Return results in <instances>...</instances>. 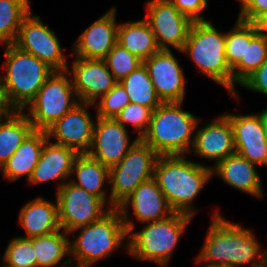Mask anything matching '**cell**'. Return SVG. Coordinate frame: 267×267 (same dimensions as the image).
<instances>
[{"label": "cell", "instance_id": "cell-1", "mask_svg": "<svg viewBox=\"0 0 267 267\" xmlns=\"http://www.w3.org/2000/svg\"><path fill=\"white\" fill-rule=\"evenodd\" d=\"M211 219L196 263L211 267H267V249L261 250L254 232L226 220L219 209L213 211Z\"/></svg>", "mask_w": 267, "mask_h": 267}, {"label": "cell", "instance_id": "cell-2", "mask_svg": "<svg viewBox=\"0 0 267 267\" xmlns=\"http://www.w3.org/2000/svg\"><path fill=\"white\" fill-rule=\"evenodd\" d=\"M211 177V167L186 155L158 156L154 166V178L170 207L192 217L198 212L192 204Z\"/></svg>", "mask_w": 267, "mask_h": 267}, {"label": "cell", "instance_id": "cell-3", "mask_svg": "<svg viewBox=\"0 0 267 267\" xmlns=\"http://www.w3.org/2000/svg\"><path fill=\"white\" fill-rule=\"evenodd\" d=\"M182 103L162 102L153 110L149 127L141 140L159 156L187 155L192 149L200 118L182 109Z\"/></svg>", "mask_w": 267, "mask_h": 267}, {"label": "cell", "instance_id": "cell-4", "mask_svg": "<svg viewBox=\"0 0 267 267\" xmlns=\"http://www.w3.org/2000/svg\"><path fill=\"white\" fill-rule=\"evenodd\" d=\"M5 63L0 75V86L8 105L22 111L37 95L54 70L34 55L23 51L14 44H5Z\"/></svg>", "mask_w": 267, "mask_h": 267}, {"label": "cell", "instance_id": "cell-5", "mask_svg": "<svg viewBox=\"0 0 267 267\" xmlns=\"http://www.w3.org/2000/svg\"><path fill=\"white\" fill-rule=\"evenodd\" d=\"M226 32L217 30L210 21L193 22L183 48L198 70L233 96L232 70L225 58Z\"/></svg>", "mask_w": 267, "mask_h": 267}, {"label": "cell", "instance_id": "cell-6", "mask_svg": "<svg viewBox=\"0 0 267 267\" xmlns=\"http://www.w3.org/2000/svg\"><path fill=\"white\" fill-rule=\"evenodd\" d=\"M192 216L174 212L169 217L143 223L139 231L127 232V252L135 259L167 267Z\"/></svg>", "mask_w": 267, "mask_h": 267}, {"label": "cell", "instance_id": "cell-7", "mask_svg": "<svg viewBox=\"0 0 267 267\" xmlns=\"http://www.w3.org/2000/svg\"><path fill=\"white\" fill-rule=\"evenodd\" d=\"M76 231H79L77 237L69 241L71 260L95 264L108 258L124 243L127 252V230L117 208L111 209L100 220L90 225L74 229L69 235H73Z\"/></svg>", "mask_w": 267, "mask_h": 267}, {"label": "cell", "instance_id": "cell-8", "mask_svg": "<svg viewBox=\"0 0 267 267\" xmlns=\"http://www.w3.org/2000/svg\"><path fill=\"white\" fill-rule=\"evenodd\" d=\"M79 103L69 73L54 71L22 111L31 121L34 130L45 131Z\"/></svg>", "mask_w": 267, "mask_h": 267}, {"label": "cell", "instance_id": "cell-9", "mask_svg": "<svg viewBox=\"0 0 267 267\" xmlns=\"http://www.w3.org/2000/svg\"><path fill=\"white\" fill-rule=\"evenodd\" d=\"M158 154L141 139L116 165L109 168L110 208H118L144 181L154 177Z\"/></svg>", "mask_w": 267, "mask_h": 267}, {"label": "cell", "instance_id": "cell-10", "mask_svg": "<svg viewBox=\"0 0 267 267\" xmlns=\"http://www.w3.org/2000/svg\"><path fill=\"white\" fill-rule=\"evenodd\" d=\"M56 199L60 228L66 233L100 220L111 210L101 198L69 181L56 191Z\"/></svg>", "mask_w": 267, "mask_h": 267}, {"label": "cell", "instance_id": "cell-11", "mask_svg": "<svg viewBox=\"0 0 267 267\" xmlns=\"http://www.w3.org/2000/svg\"><path fill=\"white\" fill-rule=\"evenodd\" d=\"M30 12L22 21L15 42L19 49L26 51L44 62L54 71H66L67 58L62 52L60 40L55 31L41 21L40 16Z\"/></svg>", "mask_w": 267, "mask_h": 267}, {"label": "cell", "instance_id": "cell-12", "mask_svg": "<svg viewBox=\"0 0 267 267\" xmlns=\"http://www.w3.org/2000/svg\"><path fill=\"white\" fill-rule=\"evenodd\" d=\"M146 8L148 15L145 20L155 35L158 47L168 50L173 47L181 50L193 22L170 0H149L146 2Z\"/></svg>", "mask_w": 267, "mask_h": 267}, {"label": "cell", "instance_id": "cell-13", "mask_svg": "<svg viewBox=\"0 0 267 267\" xmlns=\"http://www.w3.org/2000/svg\"><path fill=\"white\" fill-rule=\"evenodd\" d=\"M130 206L139 223L162 220L174 213L154 177L142 182L117 208L123 217L127 232L135 228L128 214Z\"/></svg>", "mask_w": 267, "mask_h": 267}, {"label": "cell", "instance_id": "cell-14", "mask_svg": "<svg viewBox=\"0 0 267 267\" xmlns=\"http://www.w3.org/2000/svg\"><path fill=\"white\" fill-rule=\"evenodd\" d=\"M94 104L80 102L55 121L45 131L53 143L75 149L79 154L87 153L92 145L95 122L87 108ZM54 138V139H52Z\"/></svg>", "mask_w": 267, "mask_h": 267}, {"label": "cell", "instance_id": "cell-15", "mask_svg": "<svg viewBox=\"0 0 267 267\" xmlns=\"http://www.w3.org/2000/svg\"><path fill=\"white\" fill-rule=\"evenodd\" d=\"M93 141L87 154L108 168L118 164L137 143L136 136L130 142L128 129L115 118L96 116Z\"/></svg>", "mask_w": 267, "mask_h": 267}, {"label": "cell", "instance_id": "cell-16", "mask_svg": "<svg viewBox=\"0 0 267 267\" xmlns=\"http://www.w3.org/2000/svg\"><path fill=\"white\" fill-rule=\"evenodd\" d=\"M66 71L83 103L94 104L117 83L105 60L75 57Z\"/></svg>", "mask_w": 267, "mask_h": 267}, {"label": "cell", "instance_id": "cell-17", "mask_svg": "<svg viewBox=\"0 0 267 267\" xmlns=\"http://www.w3.org/2000/svg\"><path fill=\"white\" fill-rule=\"evenodd\" d=\"M143 64L162 102H184L186 79L171 49H160Z\"/></svg>", "mask_w": 267, "mask_h": 267}, {"label": "cell", "instance_id": "cell-18", "mask_svg": "<svg viewBox=\"0 0 267 267\" xmlns=\"http://www.w3.org/2000/svg\"><path fill=\"white\" fill-rule=\"evenodd\" d=\"M116 12V7L112 6L87 27L71 47V55L85 59L104 60L117 43L119 24L116 22Z\"/></svg>", "mask_w": 267, "mask_h": 267}, {"label": "cell", "instance_id": "cell-19", "mask_svg": "<svg viewBox=\"0 0 267 267\" xmlns=\"http://www.w3.org/2000/svg\"><path fill=\"white\" fill-rule=\"evenodd\" d=\"M200 121L201 119L198 120L195 128L190 154H196L206 160H215L217 164L236 152L232 126L225 115L197 129Z\"/></svg>", "mask_w": 267, "mask_h": 267}, {"label": "cell", "instance_id": "cell-20", "mask_svg": "<svg viewBox=\"0 0 267 267\" xmlns=\"http://www.w3.org/2000/svg\"><path fill=\"white\" fill-rule=\"evenodd\" d=\"M224 115L232 126L236 153L257 166H267V140L259 113Z\"/></svg>", "mask_w": 267, "mask_h": 267}, {"label": "cell", "instance_id": "cell-21", "mask_svg": "<svg viewBox=\"0 0 267 267\" xmlns=\"http://www.w3.org/2000/svg\"><path fill=\"white\" fill-rule=\"evenodd\" d=\"M78 155L79 153L73 148L47 140L32 176L27 183L29 185H38L55 180L58 181L56 188L58 191L66 181H69L74 160Z\"/></svg>", "mask_w": 267, "mask_h": 267}, {"label": "cell", "instance_id": "cell-22", "mask_svg": "<svg viewBox=\"0 0 267 267\" xmlns=\"http://www.w3.org/2000/svg\"><path fill=\"white\" fill-rule=\"evenodd\" d=\"M256 166L235 152L211 166V175H217L229 186L262 199L263 184Z\"/></svg>", "mask_w": 267, "mask_h": 267}, {"label": "cell", "instance_id": "cell-23", "mask_svg": "<svg viewBox=\"0 0 267 267\" xmlns=\"http://www.w3.org/2000/svg\"><path fill=\"white\" fill-rule=\"evenodd\" d=\"M47 140L46 131L33 130L0 168L3 178L7 181L15 182L26 176L25 178L28 182Z\"/></svg>", "mask_w": 267, "mask_h": 267}, {"label": "cell", "instance_id": "cell-24", "mask_svg": "<svg viewBox=\"0 0 267 267\" xmlns=\"http://www.w3.org/2000/svg\"><path fill=\"white\" fill-rule=\"evenodd\" d=\"M36 197L25 203L19 213V223L24 228L25 238L46 235L60 230L58 203Z\"/></svg>", "mask_w": 267, "mask_h": 267}, {"label": "cell", "instance_id": "cell-25", "mask_svg": "<svg viewBox=\"0 0 267 267\" xmlns=\"http://www.w3.org/2000/svg\"><path fill=\"white\" fill-rule=\"evenodd\" d=\"M70 176L73 178L70 177L69 182L101 198L110 207V199H107L108 194L104 188V183L110 182L107 166L87 153H82L75 158Z\"/></svg>", "mask_w": 267, "mask_h": 267}, {"label": "cell", "instance_id": "cell-26", "mask_svg": "<svg viewBox=\"0 0 267 267\" xmlns=\"http://www.w3.org/2000/svg\"><path fill=\"white\" fill-rule=\"evenodd\" d=\"M117 43L141 61L148 59L160 50L155 35L145 19L119 24Z\"/></svg>", "mask_w": 267, "mask_h": 267}, {"label": "cell", "instance_id": "cell-27", "mask_svg": "<svg viewBox=\"0 0 267 267\" xmlns=\"http://www.w3.org/2000/svg\"><path fill=\"white\" fill-rule=\"evenodd\" d=\"M34 130L23 111L13 110L0 121V168Z\"/></svg>", "mask_w": 267, "mask_h": 267}, {"label": "cell", "instance_id": "cell-28", "mask_svg": "<svg viewBox=\"0 0 267 267\" xmlns=\"http://www.w3.org/2000/svg\"><path fill=\"white\" fill-rule=\"evenodd\" d=\"M69 233L63 229L33 237L37 267H61L63 258L70 256ZM68 255V256H67Z\"/></svg>", "mask_w": 267, "mask_h": 267}, {"label": "cell", "instance_id": "cell-29", "mask_svg": "<svg viewBox=\"0 0 267 267\" xmlns=\"http://www.w3.org/2000/svg\"><path fill=\"white\" fill-rule=\"evenodd\" d=\"M120 83L128 93L130 103H137L153 110L162 103L143 63Z\"/></svg>", "mask_w": 267, "mask_h": 267}, {"label": "cell", "instance_id": "cell-30", "mask_svg": "<svg viewBox=\"0 0 267 267\" xmlns=\"http://www.w3.org/2000/svg\"><path fill=\"white\" fill-rule=\"evenodd\" d=\"M266 60L267 38L257 32L250 39V42H246L245 59H241L232 69L233 96H230L231 98H239L238 92L235 90V85H241Z\"/></svg>", "mask_w": 267, "mask_h": 267}, {"label": "cell", "instance_id": "cell-31", "mask_svg": "<svg viewBox=\"0 0 267 267\" xmlns=\"http://www.w3.org/2000/svg\"><path fill=\"white\" fill-rule=\"evenodd\" d=\"M30 0H0V43L13 44L23 19L31 12Z\"/></svg>", "mask_w": 267, "mask_h": 267}, {"label": "cell", "instance_id": "cell-32", "mask_svg": "<svg viewBox=\"0 0 267 267\" xmlns=\"http://www.w3.org/2000/svg\"><path fill=\"white\" fill-rule=\"evenodd\" d=\"M257 33L251 22H244L237 18L231 30L226 32L225 58L232 70L241 59H245L246 42Z\"/></svg>", "mask_w": 267, "mask_h": 267}, {"label": "cell", "instance_id": "cell-33", "mask_svg": "<svg viewBox=\"0 0 267 267\" xmlns=\"http://www.w3.org/2000/svg\"><path fill=\"white\" fill-rule=\"evenodd\" d=\"M2 260L14 267H37L33 237H14L8 243Z\"/></svg>", "mask_w": 267, "mask_h": 267}, {"label": "cell", "instance_id": "cell-34", "mask_svg": "<svg viewBox=\"0 0 267 267\" xmlns=\"http://www.w3.org/2000/svg\"><path fill=\"white\" fill-rule=\"evenodd\" d=\"M104 60L117 82L126 78L143 63L137 56L118 43L109 51Z\"/></svg>", "mask_w": 267, "mask_h": 267}, {"label": "cell", "instance_id": "cell-35", "mask_svg": "<svg viewBox=\"0 0 267 267\" xmlns=\"http://www.w3.org/2000/svg\"><path fill=\"white\" fill-rule=\"evenodd\" d=\"M130 103L129 96L120 82H117L104 96L94 103L96 116L115 118Z\"/></svg>", "mask_w": 267, "mask_h": 267}, {"label": "cell", "instance_id": "cell-36", "mask_svg": "<svg viewBox=\"0 0 267 267\" xmlns=\"http://www.w3.org/2000/svg\"><path fill=\"white\" fill-rule=\"evenodd\" d=\"M152 113V108L144 107L137 103H129L115 119L126 129H128L126 124H131L134 127L133 130L136 133L139 132L137 137L141 139L149 127Z\"/></svg>", "mask_w": 267, "mask_h": 267}, {"label": "cell", "instance_id": "cell-37", "mask_svg": "<svg viewBox=\"0 0 267 267\" xmlns=\"http://www.w3.org/2000/svg\"><path fill=\"white\" fill-rule=\"evenodd\" d=\"M170 2L192 22L208 21L201 11L207 8L208 0H170Z\"/></svg>", "mask_w": 267, "mask_h": 267}, {"label": "cell", "instance_id": "cell-38", "mask_svg": "<svg viewBox=\"0 0 267 267\" xmlns=\"http://www.w3.org/2000/svg\"><path fill=\"white\" fill-rule=\"evenodd\" d=\"M240 87L267 96V60L262 63L261 66L240 85Z\"/></svg>", "mask_w": 267, "mask_h": 267}, {"label": "cell", "instance_id": "cell-39", "mask_svg": "<svg viewBox=\"0 0 267 267\" xmlns=\"http://www.w3.org/2000/svg\"><path fill=\"white\" fill-rule=\"evenodd\" d=\"M267 10V0H251L240 12L238 19L252 22L259 14Z\"/></svg>", "mask_w": 267, "mask_h": 267}, {"label": "cell", "instance_id": "cell-40", "mask_svg": "<svg viewBox=\"0 0 267 267\" xmlns=\"http://www.w3.org/2000/svg\"><path fill=\"white\" fill-rule=\"evenodd\" d=\"M251 23L259 34L267 38V10L259 14Z\"/></svg>", "mask_w": 267, "mask_h": 267}, {"label": "cell", "instance_id": "cell-41", "mask_svg": "<svg viewBox=\"0 0 267 267\" xmlns=\"http://www.w3.org/2000/svg\"><path fill=\"white\" fill-rule=\"evenodd\" d=\"M12 111L13 109L8 105L0 86V121L5 119Z\"/></svg>", "mask_w": 267, "mask_h": 267}, {"label": "cell", "instance_id": "cell-42", "mask_svg": "<svg viewBox=\"0 0 267 267\" xmlns=\"http://www.w3.org/2000/svg\"><path fill=\"white\" fill-rule=\"evenodd\" d=\"M65 260L66 261L63 262V265H61V267H93L94 266V264H86V263H79V262H76L77 264L74 265L73 260H71L70 258H67Z\"/></svg>", "mask_w": 267, "mask_h": 267}, {"label": "cell", "instance_id": "cell-43", "mask_svg": "<svg viewBox=\"0 0 267 267\" xmlns=\"http://www.w3.org/2000/svg\"><path fill=\"white\" fill-rule=\"evenodd\" d=\"M259 115L263 127V132L267 140V107L261 113L259 112Z\"/></svg>", "mask_w": 267, "mask_h": 267}, {"label": "cell", "instance_id": "cell-44", "mask_svg": "<svg viewBox=\"0 0 267 267\" xmlns=\"http://www.w3.org/2000/svg\"><path fill=\"white\" fill-rule=\"evenodd\" d=\"M240 3V11L251 1V0H236Z\"/></svg>", "mask_w": 267, "mask_h": 267}, {"label": "cell", "instance_id": "cell-45", "mask_svg": "<svg viewBox=\"0 0 267 267\" xmlns=\"http://www.w3.org/2000/svg\"><path fill=\"white\" fill-rule=\"evenodd\" d=\"M1 261L4 263V265H2V267H14V266H11V265L5 263L2 259H1Z\"/></svg>", "mask_w": 267, "mask_h": 267}]
</instances>
